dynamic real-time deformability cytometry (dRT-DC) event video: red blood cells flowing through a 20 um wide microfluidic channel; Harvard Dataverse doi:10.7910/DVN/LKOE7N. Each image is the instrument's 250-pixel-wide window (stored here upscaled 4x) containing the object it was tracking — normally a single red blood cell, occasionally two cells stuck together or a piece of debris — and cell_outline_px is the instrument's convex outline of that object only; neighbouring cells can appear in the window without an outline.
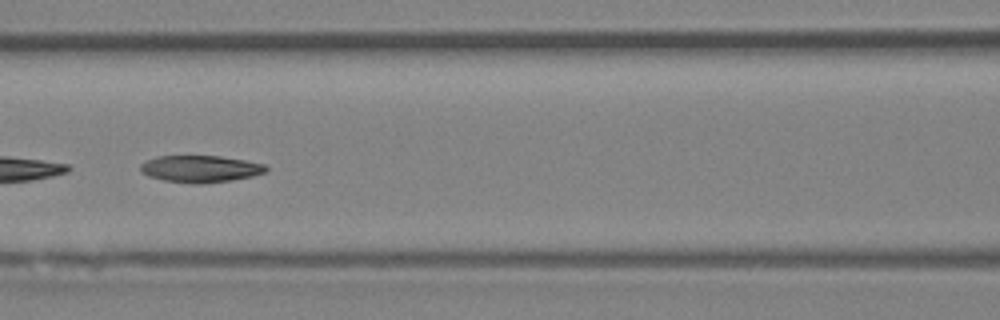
{"species": "Egyptian fruit bat (a non-hibernating species)", "species_latin": "Rousettus aegyptiacus", "temperature_condition": "room temperature", "stored_images_in_passage": 7, "camera_frame_rate_fps": 3000, "um_per_image_px": 0.085, "animal": {"sex": "female"}, "frame": {"image": 1, "passage_image": 6, "time_ms": 6.667, "image_size_px": [1000, 320], "cell_outline_px": [[268, 168], [264, 172], [252, 176], [232, 180], [204, 184], [192, 184], [164, 180], [148, 176], [140, 172], [140, 164], [156, 156], [220, 156], [244, 160], [264, 164]], "centroid_in_image_um": [17.0, 14.36], "position_along_channel_um": 149.6, "area_um2": 19.71}}
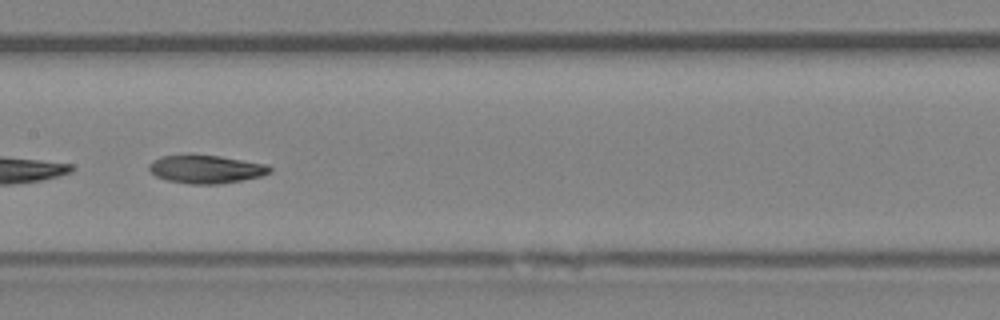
{"frame": {"image": 2, "passage_image": 7, "time_ms": 7.667, "image_size_px": [1000, 320], "cell_outline_px": [[272, 172], [260, 176], [240, 180], [216, 184], [188, 184], [168, 180], [156, 176], [148, 168], [148, 164], [152, 160], [160, 156], [188, 152], [220, 156], [268, 164], [272, 168]], "centroid_in_image_um": [17.46, 14.33], "position_along_channel_um": 189.9, "area_um2": 20.4}}